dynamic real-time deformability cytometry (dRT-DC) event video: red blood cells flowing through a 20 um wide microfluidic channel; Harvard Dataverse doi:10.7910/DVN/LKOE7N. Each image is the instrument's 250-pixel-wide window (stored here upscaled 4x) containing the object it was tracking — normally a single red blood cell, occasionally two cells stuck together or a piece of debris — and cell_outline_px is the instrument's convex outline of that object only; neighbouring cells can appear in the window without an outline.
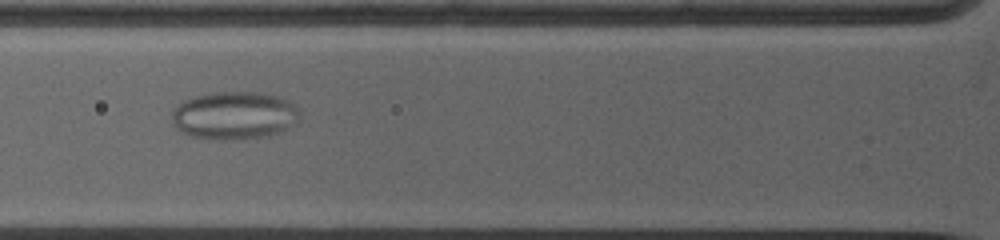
{"species": "common noctule bat (a hibernating species)", "species_latin": "Nyctalus noctula", "temperature_condition": "warm", "stored_images_in_passage": 17, "camera_frame_rate_fps": 5000, "um_per_image_px": 0.085, "animal": {"sex": "female", "body_mass_g": 19.0, "forearm_length_mm": 53.3}, "frame": {"image": 1, "passage_image": 8, "time_ms": 3.4, "image_size_px": [1000, 240], "cell_outline_px": [[300, 112], [296, 120], [284, 128], [268, 136], [224, 140], [216, 140], [192, 136], [176, 128], [172, 124], [172, 112], [184, 100], [196, 96], [212, 92], [260, 92], [280, 96], [296, 104]], "centroid_in_image_um": [19.9, 9.79], "position_along_channel_um": 105.9, "area_um2": 35.43}}